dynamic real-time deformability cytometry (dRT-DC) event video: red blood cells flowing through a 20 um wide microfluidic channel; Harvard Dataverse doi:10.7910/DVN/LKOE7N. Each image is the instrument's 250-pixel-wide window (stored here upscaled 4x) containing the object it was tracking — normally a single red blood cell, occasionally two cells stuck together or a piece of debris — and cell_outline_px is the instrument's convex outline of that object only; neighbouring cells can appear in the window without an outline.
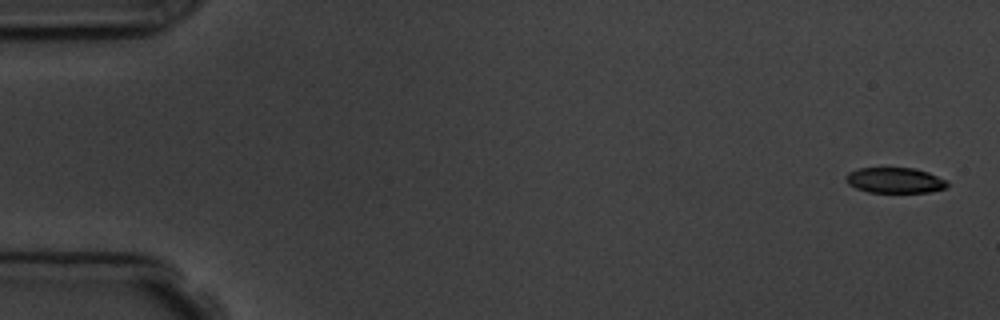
{"species": "common noctule bat (a hibernating species)", "species_latin": "Nyctalus noctula", "temperature_condition": "room temperature", "stored_images_in_passage": 6, "segment_of_instrument_passage": [2, 2], "camera_frame_rate_fps": 3000, "um_per_image_px": 0.085, "animal": {"sex": "male", "body_mass_g": 19.5, "forearm_length_mm": 54.6}, "frame": {"image": 1, "passage_image": 6, "time_ms": 6.333, "image_size_px": [1000, 320], "cell_outline_px": [[948, 184], [944, 188], [928, 192], [868, 192], [856, 188], [848, 184], [844, 180], [844, 176], [848, 172], [860, 168], [916, 168], [928, 172], [948, 180]], "centroid_in_image_um": [76.04, 15.32], "position_along_channel_um": 9.0, "area_um2": 15.14}}